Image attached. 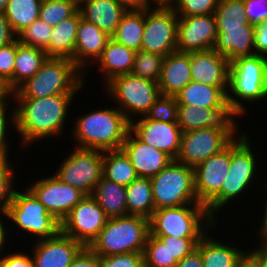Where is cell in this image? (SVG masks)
<instances>
[{"label":"cell","instance_id":"cell-55","mask_svg":"<svg viewBox=\"0 0 267 267\" xmlns=\"http://www.w3.org/2000/svg\"><path fill=\"white\" fill-rule=\"evenodd\" d=\"M247 248L238 257L234 267H260L259 259Z\"/></svg>","mask_w":267,"mask_h":267},{"label":"cell","instance_id":"cell-13","mask_svg":"<svg viewBox=\"0 0 267 267\" xmlns=\"http://www.w3.org/2000/svg\"><path fill=\"white\" fill-rule=\"evenodd\" d=\"M177 27L174 9H146L141 50L164 57L177 51Z\"/></svg>","mask_w":267,"mask_h":267},{"label":"cell","instance_id":"cell-51","mask_svg":"<svg viewBox=\"0 0 267 267\" xmlns=\"http://www.w3.org/2000/svg\"><path fill=\"white\" fill-rule=\"evenodd\" d=\"M69 267H98V255L89 247H84L73 259Z\"/></svg>","mask_w":267,"mask_h":267},{"label":"cell","instance_id":"cell-53","mask_svg":"<svg viewBox=\"0 0 267 267\" xmlns=\"http://www.w3.org/2000/svg\"><path fill=\"white\" fill-rule=\"evenodd\" d=\"M17 35L12 30L4 12H0V47L12 43Z\"/></svg>","mask_w":267,"mask_h":267},{"label":"cell","instance_id":"cell-15","mask_svg":"<svg viewBox=\"0 0 267 267\" xmlns=\"http://www.w3.org/2000/svg\"><path fill=\"white\" fill-rule=\"evenodd\" d=\"M30 183L32 184L27 188L60 222L86 196L79 189L62 182L54 174Z\"/></svg>","mask_w":267,"mask_h":267},{"label":"cell","instance_id":"cell-2","mask_svg":"<svg viewBox=\"0 0 267 267\" xmlns=\"http://www.w3.org/2000/svg\"><path fill=\"white\" fill-rule=\"evenodd\" d=\"M247 134L249 133L245 131L239 138L231 142V162L228 175L223 182L221 190L205 205L208 214L216 222L217 219L221 218L220 216L218 217L220 210L223 211L235 199L239 200L240 198L242 200L244 198L242 196L248 191H250L248 194L251 193V189H256L260 185L258 182L261 178L259 179L258 177H261L259 175L264 172L260 170L262 168L260 164L262 163L258 160L260 157L258 156L259 152L257 153L256 150H253L255 147L251 146L253 141L250 139L251 136Z\"/></svg>","mask_w":267,"mask_h":267},{"label":"cell","instance_id":"cell-1","mask_svg":"<svg viewBox=\"0 0 267 267\" xmlns=\"http://www.w3.org/2000/svg\"><path fill=\"white\" fill-rule=\"evenodd\" d=\"M78 94H60L43 98H13L15 106V133L20 148L27 150L35 142L56 138L60 140L68 123L69 107ZM66 122V125H65ZM40 140V141H39Z\"/></svg>","mask_w":267,"mask_h":267},{"label":"cell","instance_id":"cell-27","mask_svg":"<svg viewBox=\"0 0 267 267\" xmlns=\"http://www.w3.org/2000/svg\"><path fill=\"white\" fill-rule=\"evenodd\" d=\"M254 40L255 26L251 24L242 28H226L218 34L214 49L232 62L238 57L255 55Z\"/></svg>","mask_w":267,"mask_h":267},{"label":"cell","instance_id":"cell-5","mask_svg":"<svg viewBox=\"0 0 267 267\" xmlns=\"http://www.w3.org/2000/svg\"><path fill=\"white\" fill-rule=\"evenodd\" d=\"M227 100L241 118L249 113L248 103L267 100V57L255 54L230 62Z\"/></svg>","mask_w":267,"mask_h":267},{"label":"cell","instance_id":"cell-23","mask_svg":"<svg viewBox=\"0 0 267 267\" xmlns=\"http://www.w3.org/2000/svg\"><path fill=\"white\" fill-rule=\"evenodd\" d=\"M192 81L209 86H228L230 62L215 49L190 53Z\"/></svg>","mask_w":267,"mask_h":267},{"label":"cell","instance_id":"cell-41","mask_svg":"<svg viewBox=\"0 0 267 267\" xmlns=\"http://www.w3.org/2000/svg\"><path fill=\"white\" fill-rule=\"evenodd\" d=\"M10 159H0V217H6L8 207L17 190L15 169Z\"/></svg>","mask_w":267,"mask_h":267},{"label":"cell","instance_id":"cell-44","mask_svg":"<svg viewBox=\"0 0 267 267\" xmlns=\"http://www.w3.org/2000/svg\"><path fill=\"white\" fill-rule=\"evenodd\" d=\"M178 104L175 96L160 95L146 117L160 122H177Z\"/></svg>","mask_w":267,"mask_h":267},{"label":"cell","instance_id":"cell-31","mask_svg":"<svg viewBox=\"0 0 267 267\" xmlns=\"http://www.w3.org/2000/svg\"><path fill=\"white\" fill-rule=\"evenodd\" d=\"M91 196L98 202L108 218L127 215L125 186L118 185L102 176Z\"/></svg>","mask_w":267,"mask_h":267},{"label":"cell","instance_id":"cell-7","mask_svg":"<svg viewBox=\"0 0 267 267\" xmlns=\"http://www.w3.org/2000/svg\"><path fill=\"white\" fill-rule=\"evenodd\" d=\"M218 223L203 204L160 208L149 218L152 236L202 238L208 230L217 228Z\"/></svg>","mask_w":267,"mask_h":267},{"label":"cell","instance_id":"cell-59","mask_svg":"<svg viewBox=\"0 0 267 267\" xmlns=\"http://www.w3.org/2000/svg\"><path fill=\"white\" fill-rule=\"evenodd\" d=\"M253 250L250 251L259 259L260 267H267V254L257 245L252 246Z\"/></svg>","mask_w":267,"mask_h":267},{"label":"cell","instance_id":"cell-60","mask_svg":"<svg viewBox=\"0 0 267 267\" xmlns=\"http://www.w3.org/2000/svg\"><path fill=\"white\" fill-rule=\"evenodd\" d=\"M267 178V177H266ZM266 178H265V180H263V181H265V182H263V187H265V192L263 193L262 192V195L263 194H265V203H264V205H263V208L261 209V210H263V212L261 213L262 214V216H263V218H262V216H260V218L262 219V221H260V223H259V225H258V229H257V231L256 232H258L266 223H267V180H266ZM261 224V225H260Z\"/></svg>","mask_w":267,"mask_h":267},{"label":"cell","instance_id":"cell-9","mask_svg":"<svg viewBox=\"0 0 267 267\" xmlns=\"http://www.w3.org/2000/svg\"><path fill=\"white\" fill-rule=\"evenodd\" d=\"M104 88L106 97L117 103V108L130 122L146 116L161 95L158 83L131 74L114 77Z\"/></svg>","mask_w":267,"mask_h":267},{"label":"cell","instance_id":"cell-11","mask_svg":"<svg viewBox=\"0 0 267 267\" xmlns=\"http://www.w3.org/2000/svg\"><path fill=\"white\" fill-rule=\"evenodd\" d=\"M59 165L53 173L57 178L91 195L103 176V152L76 147Z\"/></svg>","mask_w":267,"mask_h":267},{"label":"cell","instance_id":"cell-50","mask_svg":"<svg viewBox=\"0 0 267 267\" xmlns=\"http://www.w3.org/2000/svg\"><path fill=\"white\" fill-rule=\"evenodd\" d=\"M8 249H6L8 253L5 250L0 255V267H34V261L30 252L28 254L24 250L11 252Z\"/></svg>","mask_w":267,"mask_h":267},{"label":"cell","instance_id":"cell-8","mask_svg":"<svg viewBox=\"0 0 267 267\" xmlns=\"http://www.w3.org/2000/svg\"><path fill=\"white\" fill-rule=\"evenodd\" d=\"M6 219L7 223H13L12 228L17 227L18 231L31 235L35 241L54 237L61 231V222L46 210L27 187L21 191L17 188Z\"/></svg>","mask_w":267,"mask_h":267},{"label":"cell","instance_id":"cell-26","mask_svg":"<svg viewBox=\"0 0 267 267\" xmlns=\"http://www.w3.org/2000/svg\"><path fill=\"white\" fill-rule=\"evenodd\" d=\"M78 8L83 19L95 24L110 37L126 13L114 0H80Z\"/></svg>","mask_w":267,"mask_h":267},{"label":"cell","instance_id":"cell-28","mask_svg":"<svg viewBox=\"0 0 267 267\" xmlns=\"http://www.w3.org/2000/svg\"><path fill=\"white\" fill-rule=\"evenodd\" d=\"M235 245L216 240L208 230L199 240L196 249L201 253L203 267H234L238 257L246 249Z\"/></svg>","mask_w":267,"mask_h":267},{"label":"cell","instance_id":"cell-35","mask_svg":"<svg viewBox=\"0 0 267 267\" xmlns=\"http://www.w3.org/2000/svg\"><path fill=\"white\" fill-rule=\"evenodd\" d=\"M103 176L125 187L139 177L122 149L103 152Z\"/></svg>","mask_w":267,"mask_h":267},{"label":"cell","instance_id":"cell-21","mask_svg":"<svg viewBox=\"0 0 267 267\" xmlns=\"http://www.w3.org/2000/svg\"><path fill=\"white\" fill-rule=\"evenodd\" d=\"M121 149L129 157L139 177H154L173 161L166 153L142 142L131 130Z\"/></svg>","mask_w":267,"mask_h":267},{"label":"cell","instance_id":"cell-49","mask_svg":"<svg viewBox=\"0 0 267 267\" xmlns=\"http://www.w3.org/2000/svg\"><path fill=\"white\" fill-rule=\"evenodd\" d=\"M249 23L258 26L267 20V0H243Z\"/></svg>","mask_w":267,"mask_h":267},{"label":"cell","instance_id":"cell-45","mask_svg":"<svg viewBox=\"0 0 267 267\" xmlns=\"http://www.w3.org/2000/svg\"><path fill=\"white\" fill-rule=\"evenodd\" d=\"M220 0H178L173 8L177 16L214 14Z\"/></svg>","mask_w":267,"mask_h":267},{"label":"cell","instance_id":"cell-6","mask_svg":"<svg viewBox=\"0 0 267 267\" xmlns=\"http://www.w3.org/2000/svg\"><path fill=\"white\" fill-rule=\"evenodd\" d=\"M150 234L149 219L139 215L109 218L89 248L98 256L143 253Z\"/></svg>","mask_w":267,"mask_h":267},{"label":"cell","instance_id":"cell-22","mask_svg":"<svg viewBox=\"0 0 267 267\" xmlns=\"http://www.w3.org/2000/svg\"><path fill=\"white\" fill-rule=\"evenodd\" d=\"M111 37L95 24L86 21L80 13V22L76 34L74 63L84 72V77L102 52ZM92 63V64H91ZM89 69V70H88Z\"/></svg>","mask_w":267,"mask_h":267},{"label":"cell","instance_id":"cell-19","mask_svg":"<svg viewBox=\"0 0 267 267\" xmlns=\"http://www.w3.org/2000/svg\"><path fill=\"white\" fill-rule=\"evenodd\" d=\"M131 131L145 144L175 160L180 150L182 130L177 122L167 123L142 116L131 122Z\"/></svg>","mask_w":267,"mask_h":267},{"label":"cell","instance_id":"cell-25","mask_svg":"<svg viewBox=\"0 0 267 267\" xmlns=\"http://www.w3.org/2000/svg\"><path fill=\"white\" fill-rule=\"evenodd\" d=\"M135 52L136 51L117 43L112 38L108 41L102 55L93 64L94 68L97 65L99 70L98 74H103L101 80L103 86L116 76L131 73Z\"/></svg>","mask_w":267,"mask_h":267},{"label":"cell","instance_id":"cell-30","mask_svg":"<svg viewBox=\"0 0 267 267\" xmlns=\"http://www.w3.org/2000/svg\"><path fill=\"white\" fill-rule=\"evenodd\" d=\"M80 22L79 9L53 27L49 45L44 50L48 57L70 58L74 62L76 34Z\"/></svg>","mask_w":267,"mask_h":267},{"label":"cell","instance_id":"cell-36","mask_svg":"<svg viewBox=\"0 0 267 267\" xmlns=\"http://www.w3.org/2000/svg\"><path fill=\"white\" fill-rule=\"evenodd\" d=\"M40 0H9L5 16L16 35L39 19Z\"/></svg>","mask_w":267,"mask_h":267},{"label":"cell","instance_id":"cell-34","mask_svg":"<svg viewBox=\"0 0 267 267\" xmlns=\"http://www.w3.org/2000/svg\"><path fill=\"white\" fill-rule=\"evenodd\" d=\"M145 10L126 11L111 38L134 51L141 50Z\"/></svg>","mask_w":267,"mask_h":267},{"label":"cell","instance_id":"cell-54","mask_svg":"<svg viewBox=\"0 0 267 267\" xmlns=\"http://www.w3.org/2000/svg\"><path fill=\"white\" fill-rule=\"evenodd\" d=\"M175 267H203L201 253L194 249L189 255L178 261Z\"/></svg>","mask_w":267,"mask_h":267},{"label":"cell","instance_id":"cell-46","mask_svg":"<svg viewBox=\"0 0 267 267\" xmlns=\"http://www.w3.org/2000/svg\"><path fill=\"white\" fill-rule=\"evenodd\" d=\"M158 238L165 246H167L172 257L178 261L182 260L185 256L189 255L201 238H180L171 236H154Z\"/></svg>","mask_w":267,"mask_h":267},{"label":"cell","instance_id":"cell-32","mask_svg":"<svg viewBox=\"0 0 267 267\" xmlns=\"http://www.w3.org/2000/svg\"><path fill=\"white\" fill-rule=\"evenodd\" d=\"M48 58L42 49L21 44L16 38V57L13 72V91L32 77Z\"/></svg>","mask_w":267,"mask_h":267},{"label":"cell","instance_id":"cell-57","mask_svg":"<svg viewBox=\"0 0 267 267\" xmlns=\"http://www.w3.org/2000/svg\"><path fill=\"white\" fill-rule=\"evenodd\" d=\"M126 11H140L148 9L146 0H114Z\"/></svg>","mask_w":267,"mask_h":267},{"label":"cell","instance_id":"cell-38","mask_svg":"<svg viewBox=\"0 0 267 267\" xmlns=\"http://www.w3.org/2000/svg\"><path fill=\"white\" fill-rule=\"evenodd\" d=\"M164 56L138 50L135 52L131 75L144 78L155 83L159 82Z\"/></svg>","mask_w":267,"mask_h":267},{"label":"cell","instance_id":"cell-4","mask_svg":"<svg viewBox=\"0 0 267 267\" xmlns=\"http://www.w3.org/2000/svg\"><path fill=\"white\" fill-rule=\"evenodd\" d=\"M86 79L84 72L72 59L48 57L32 77L26 79L12 92V98L77 94L87 86Z\"/></svg>","mask_w":267,"mask_h":267},{"label":"cell","instance_id":"cell-47","mask_svg":"<svg viewBox=\"0 0 267 267\" xmlns=\"http://www.w3.org/2000/svg\"><path fill=\"white\" fill-rule=\"evenodd\" d=\"M16 57V39L3 47H0V78L7 83L13 92V72Z\"/></svg>","mask_w":267,"mask_h":267},{"label":"cell","instance_id":"cell-3","mask_svg":"<svg viewBox=\"0 0 267 267\" xmlns=\"http://www.w3.org/2000/svg\"><path fill=\"white\" fill-rule=\"evenodd\" d=\"M82 114L76 116L71 127L74 128L71 135L77 148L102 152L122 148L131 130V122L116 106Z\"/></svg>","mask_w":267,"mask_h":267},{"label":"cell","instance_id":"cell-42","mask_svg":"<svg viewBox=\"0 0 267 267\" xmlns=\"http://www.w3.org/2000/svg\"><path fill=\"white\" fill-rule=\"evenodd\" d=\"M53 27L47 25L40 19L35 20L18 35L17 39L21 44L45 50L49 45V38Z\"/></svg>","mask_w":267,"mask_h":267},{"label":"cell","instance_id":"cell-64","mask_svg":"<svg viewBox=\"0 0 267 267\" xmlns=\"http://www.w3.org/2000/svg\"><path fill=\"white\" fill-rule=\"evenodd\" d=\"M9 0H0V12H5Z\"/></svg>","mask_w":267,"mask_h":267},{"label":"cell","instance_id":"cell-37","mask_svg":"<svg viewBox=\"0 0 267 267\" xmlns=\"http://www.w3.org/2000/svg\"><path fill=\"white\" fill-rule=\"evenodd\" d=\"M217 34L226 28H242L250 24L245 14L243 0H220L215 10Z\"/></svg>","mask_w":267,"mask_h":267},{"label":"cell","instance_id":"cell-10","mask_svg":"<svg viewBox=\"0 0 267 267\" xmlns=\"http://www.w3.org/2000/svg\"><path fill=\"white\" fill-rule=\"evenodd\" d=\"M150 179L155 210L201 204L195 193L193 167L173 160Z\"/></svg>","mask_w":267,"mask_h":267},{"label":"cell","instance_id":"cell-20","mask_svg":"<svg viewBox=\"0 0 267 267\" xmlns=\"http://www.w3.org/2000/svg\"><path fill=\"white\" fill-rule=\"evenodd\" d=\"M35 242V243H34ZM30 245L34 267H69L84 246L61 231L54 237L36 240Z\"/></svg>","mask_w":267,"mask_h":267},{"label":"cell","instance_id":"cell-29","mask_svg":"<svg viewBox=\"0 0 267 267\" xmlns=\"http://www.w3.org/2000/svg\"><path fill=\"white\" fill-rule=\"evenodd\" d=\"M228 86H209L190 81L175 95L178 105H189L198 108H218L227 101Z\"/></svg>","mask_w":267,"mask_h":267},{"label":"cell","instance_id":"cell-14","mask_svg":"<svg viewBox=\"0 0 267 267\" xmlns=\"http://www.w3.org/2000/svg\"><path fill=\"white\" fill-rule=\"evenodd\" d=\"M108 219L98 202L86 195L62 220L61 232L89 247Z\"/></svg>","mask_w":267,"mask_h":267},{"label":"cell","instance_id":"cell-12","mask_svg":"<svg viewBox=\"0 0 267 267\" xmlns=\"http://www.w3.org/2000/svg\"><path fill=\"white\" fill-rule=\"evenodd\" d=\"M239 117L241 119L228 100L218 108L178 105L177 124L182 132L212 128L223 131L232 140H236L244 133L238 128L239 122L236 119Z\"/></svg>","mask_w":267,"mask_h":267},{"label":"cell","instance_id":"cell-33","mask_svg":"<svg viewBox=\"0 0 267 267\" xmlns=\"http://www.w3.org/2000/svg\"><path fill=\"white\" fill-rule=\"evenodd\" d=\"M127 215L150 218L155 211L150 178L138 177L126 187Z\"/></svg>","mask_w":267,"mask_h":267},{"label":"cell","instance_id":"cell-48","mask_svg":"<svg viewBox=\"0 0 267 267\" xmlns=\"http://www.w3.org/2000/svg\"><path fill=\"white\" fill-rule=\"evenodd\" d=\"M98 267H144L143 253L98 256Z\"/></svg>","mask_w":267,"mask_h":267},{"label":"cell","instance_id":"cell-39","mask_svg":"<svg viewBox=\"0 0 267 267\" xmlns=\"http://www.w3.org/2000/svg\"><path fill=\"white\" fill-rule=\"evenodd\" d=\"M78 9L76 0H45L41 4L39 19L54 27L71 17Z\"/></svg>","mask_w":267,"mask_h":267},{"label":"cell","instance_id":"cell-16","mask_svg":"<svg viewBox=\"0 0 267 267\" xmlns=\"http://www.w3.org/2000/svg\"><path fill=\"white\" fill-rule=\"evenodd\" d=\"M232 141L225 132L212 128L182 132L180 150L175 161L194 168L221 152Z\"/></svg>","mask_w":267,"mask_h":267},{"label":"cell","instance_id":"cell-40","mask_svg":"<svg viewBox=\"0 0 267 267\" xmlns=\"http://www.w3.org/2000/svg\"><path fill=\"white\" fill-rule=\"evenodd\" d=\"M144 267H175L178 260L172 257L167 246L149 234L143 251Z\"/></svg>","mask_w":267,"mask_h":267},{"label":"cell","instance_id":"cell-63","mask_svg":"<svg viewBox=\"0 0 267 267\" xmlns=\"http://www.w3.org/2000/svg\"><path fill=\"white\" fill-rule=\"evenodd\" d=\"M258 246L267 254V240H260Z\"/></svg>","mask_w":267,"mask_h":267},{"label":"cell","instance_id":"cell-24","mask_svg":"<svg viewBox=\"0 0 267 267\" xmlns=\"http://www.w3.org/2000/svg\"><path fill=\"white\" fill-rule=\"evenodd\" d=\"M190 81V53L175 51L164 57L158 82L161 95L175 96Z\"/></svg>","mask_w":267,"mask_h":267},{"label":"cell","instance_id":"cell-62","mask_svg":"<svg viewBox=\"0 0 267 267\" xmlns=\"http://www.w3.org/2000/svg\"><path fill=\"white\" fill-rule=\"evenodd\" d=\"M257 239L267 240V223L257 232Z\"/></svg>","mask_w":267,"mask_h":267},{"label":"cell","instance_id":"cell-61","mask_svg":"<svg viewBox=\"0 0 267 267\" xmlns=\"http://www.w3.org/2000/svg\"><path fill=\"white\" fill-rule=\"evenodd\" d=\"M12 97V91L7 83L0 78V102L8 101Z\"/></svg>","mask_w":267,"mask_h":267},{"label":"cell","instance_id":"cell-56","mask_svg":"<svg viewBox=\"0 0 267 267\" xmlns=\"http://www.w3.org/2000/svg\"><path fill=\"white\" fill-rule=\"evenodd\" d=\"M6 220H7L6 217H2V218L0 217V255L3 253V251H5L6 245L7 247L10 246L8 245L9 244L8 242L10 241L8 239H10L9 236H11L9 229H12V228L8 227L10 225L7 224Z\"/></svg>","mask_w":267,"mask_h":267},{"label":"cell","instance_id":"cell-43","mask_svg":"<svg viewBox=\"0 0 267 267\" xmlns=\"http://www.w3.org/2000/svg\"><path fill=\"white\" fill-rule=\"evenodd\" d=\"M13 101L11 97L8 101L0 102V159H9L10 157L8 155H10L11 140L8 137L12 130L15 132L13 129V127L15 128V106L12 108L10 106L14 105ZM9 110L10 112H8Z\"/></svg>","mask_w":267,"mask_h":267},{"label":"cell","instance_id":"cell-18","mask_svg":"<svg viewBox=\"0 0 267 267\" xmlns=\"http://www.w3.org/2000/svg\"><path fill=\"white\" fill-rule=\"evenodd\" d=\"M230 162L231 143L193 168L194 188L199 203L206 205L221 190Z\"/></svg>","mask_w":267,"mask_h":267},{"label":"cell","instance_id":"cell-52","mask_svg":"<svg viewBox=\"0 0 267 267\" xmlns=\"http://www.w3.org/2000/svg\"><path fill=\"white\" fill-rule=\"evenodd\" d=\"M255 54L267 57V20L255 26Z\"/></svg>","mask_w":267,"mask_h":267},{"label":"cell","instance_id":"cell-17","mask_svg":"<svg viewBox=\"0 0 267 267\" xmlns=\"http://www.w3.org/2000/svg\"><path fill=\"white\" fill-rule=\"evenodd\" d=\"M217 36L214 14L178 16L176 46L178 52L192 53L213 49Z\"/></svg>","mask_w":267,"mask_h":267},{"label":"cell","instance_id":"cell-58","mask_svg":"<svg viewBox=\"0 0 267 267\" xmlns=\"http://www.w3.org/2000/svg\"><path fill=\"white\" fill-rule=\"evenodd\" d=\"M148 8L173 9L178 0H146Z\"/></svg>","mask_w":267,"mask_h":267}]
</instances>
